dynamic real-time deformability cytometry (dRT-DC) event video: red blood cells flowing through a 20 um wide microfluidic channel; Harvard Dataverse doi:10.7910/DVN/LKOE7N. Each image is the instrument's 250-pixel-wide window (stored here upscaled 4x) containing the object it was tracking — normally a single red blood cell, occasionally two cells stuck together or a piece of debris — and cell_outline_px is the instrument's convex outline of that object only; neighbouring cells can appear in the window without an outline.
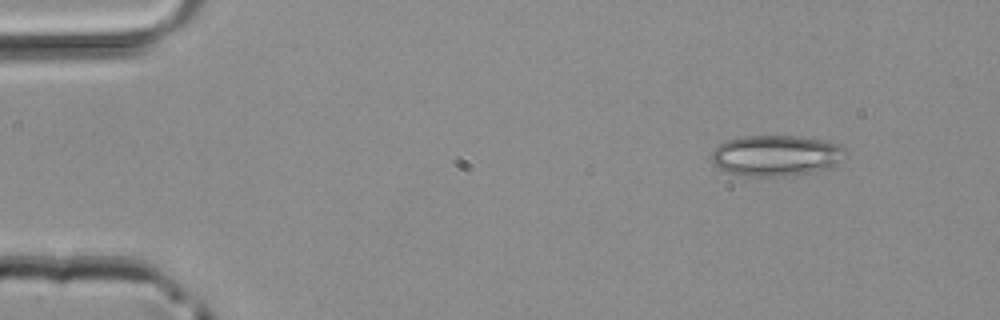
{"species": "common noctule bat (a hibernating species)", "species_latin": "Nyctalus noctula", "temperature_condition": "room temperature", "stored_images_in_passage": 3, "camera_frame_rate_fps": 3000, "um_per_image_px": 0.085, "animal": {"sex": "male", "body_mass_g": 20.4}, "frame": {"image": 1, "passage_image": 3, "time_ms": 0.667, "image_size_px": [1000, 320], "cell_outline_px": [[848, 152], [832, 168], [784, 176], [748, 176], [724, 172], [712, 160], [712, 152], [724, 140], [740, 136], [800, 136], [824, 140], [840, 144]], "centroid_in_image_um": [65.98, 13.21], "position_along_channel_um": 19.0, "area_um2": 32.02}}